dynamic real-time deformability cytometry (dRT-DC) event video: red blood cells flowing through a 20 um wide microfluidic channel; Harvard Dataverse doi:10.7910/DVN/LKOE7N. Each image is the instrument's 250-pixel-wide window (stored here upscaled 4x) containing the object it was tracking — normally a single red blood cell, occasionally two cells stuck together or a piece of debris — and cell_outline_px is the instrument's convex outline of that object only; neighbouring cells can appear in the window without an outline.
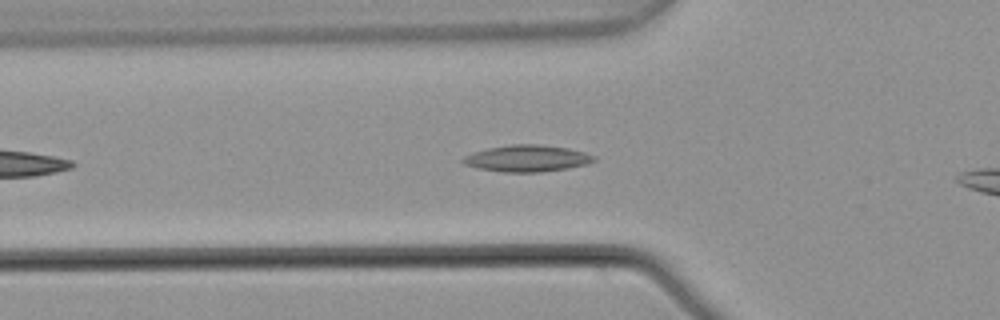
{"species": "common noctule bat (a hibernating species)", "species_latin": "Nyctalus noctula", "temperature_condition": "warm", "stored_images_in_passage": 3, "camera_frame_rate_fps": 3000, "um_per_image_px": 0.085, "animal": {"sex": "male", "body_mass_g": 21.5, "forearm_length_mm": 52.0}, "frame": {"image": 1, "passage_image": 3, "time_ms": 0.667, "image_size_px": [1000, 320], "cell_outline_px": [[596, 160], [588, 164], [568, 168], [540, 172], [504, 172], [476, 168], [464, 164], [460, 160], [464, 156], [488, 148], [512, 144], [536, 144], [568, 148], [584, 152], [596, 156]], "centroid_in_image_um": [44.81, 13.47], "position_along_channel_um": 81.0, "area_um2": 20.29}}